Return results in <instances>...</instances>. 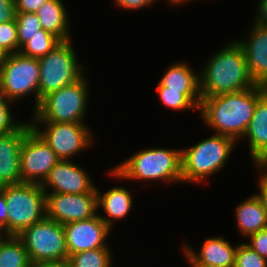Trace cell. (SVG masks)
Instances as JSON below:
<instances>
[{
    "label": "cell",
    "instance_id": "20",
    "mask_svg": "<svg viewBox=\"0 0 267 267\" xmlns=\"http://www.w3.org/2000/svg\"><path fill=\"white\" fill-rule=\"evenodd\" d=\"M132 193L123 186H115L108 189L104 194L97 188V207L103 208L105 216L99 217L112 229L113 220L124 219L132 208Z\"/></svg>",
    "mask_w": 267,
    "mask_h": 267
},
{
    "label": "cell",
    "instance_id": "7",
    "mask_svg": "<svg viewBox=\"0 0 267 267\" xmlns=\"http://www.w3.org/2000/svg\"><path fill=\"white\" fill-rule=\"evenodd\" d=\"M39 65V104L46 95L83 77L84 67L77 60L71 40L62 41L39 58Z\"/></svg>",
    "mask_w": 267,
    "mask_h": 267
},
{
    "label": "cell",
    "instance_id": "14",
    "mask_svg": "<svg viewBox=\"0 0 267 267\" xmlns=\"http://www.w3.org/2000/svg\"><path fill=\"white\" fill-rule=\"evenodd\" d=\"M41 186L45 193L48 192V188L52 189L50 193H97L89 174L69 160H59Z\"/></svg>",
    "mask_w": 267,
    "mask_h": 267
},
{
    "label": "cell",
    "instance_id": "42",
    "mask_svg": "<svg viewBox=\"0 0 267 267\" xmlns=\"http://www.w3.org/2000/svg\"><path fill=\"white\" fill-rule=\"evenodd\" d=\"M169 3H171V5H180L182 2V4H184L185 2H189V0H168ZM191 1V0H190Z\"/></svg>",
    "mask_w": 267,
    "mask_h": 267
},
{
    "label": "cell",
    "instance_id": "16",
    "mask_svg": "<svg viewBox=\"0 0 267 267\" xmlns=\"http://www.w3.org/2000/svg\"><path fill=\"white\" fill-rule=\"evenodd\" d=\"M250 31V39L236 42L243 49L254 82L267 87V26L255 22Z\"/></svg>",
    "mask_w": 267,
    "mask_h": 267
},
{
    "label": "cell",
    "instance_id": "6",
    "mask_svg": "<svg viewBox=\"0 0 267 267\" xmlns=\"http://www.w3.org/2000/svg\"><path fill=\"white\" fill-rule=\"evenodd\" d=\"M1 188L6 197L8 235L17 236L46 216V193L41 184L22 182Z\"/></svg>",
    "mask_w": 267,
    "mask_h": 267
},
{
    "label": "cell",
    "instance_id": "43",
    "mask_svg": "<svg viewBox=\"0 0 267 267\" xmlns=\"http://www.w3.org/2000/svg\"><path fill=\"white\" fill-rule=\"evenodd\" d=\"M3 232L5 233V231L0 228V243L7 237V234H4Z\"/></svg>",
    "mask_w": 267,
    "mask_h": 267
},
{
    "label": "cell",
    "instance_id": "31",
    "mask_svg": "<svg viewBox=\"0 0 267 267\" xmlns=\"http://www.w3.org/2000/svg\"><path fill=\"white\" fill-rule=\"evenodd\" d=\"M255 165H256L257 169L259 168L258 171H261V173H262L260 175L261 178L258 181V183H259L258 186H259L260 192L258 194H255V195L259 198L264 210L267 213V166L263 165L262 163L255 164Z\"/></svg>",
    "mask_w": 267,
    "mask_h": 267
},
{
    "label": "cell",
    "instance_id": "38",
    "mask_svg": "<svg viewBox=\"0 0 267 267\" xmlns=\"http://www.w3.org/2000/svg\"><path fill=\"white\" fill-rule=\"evenodd\" d=\"M31 267H70L67 260L32 263Z\"/></svg>",
    "mask_w": 267,
    "mask_h": 267
},
{
    "label": "cell",
    "instance_id": "9",
    "mask_svg": "<svg viewBox=\"0 0 267 267\" xmlns=\"http://www.w3.org/2000/svg\"><path fill=\"white\" fill-rule=\"evenodd\" d=\"M39 70V59L20 52L7 54L0 68V92L13 103L35 93V110L39 105Z\"/></svg>",
    "mask_w": 267,
    "mask_h": 267
},
{
    "label": "cell",
    "instance_id": "15",
    "mask_svg": "<svg viewBox=\"0 0 267 267\" xmlns=\"http://www.w3.org/2000/svg\"><path fill=\"white\" fill-rule=\"evenodd\" d=\"M31 123H23L16 131L0 135V187L21 183L20 152Z\"/></svg>",
    "mask_w": 267,
    "mask_h": 267
},
{
    "label": "cell",
    "instance_id": "11",
    "mask_svg": "<svg viewBox=\"0 0 267 267\" xmlns=\"http://www.w3.org/2000/svg\"><path fill=\"white\" fill-rule=\"evenodd\" d=\"M60 159L31 129L24 137L20 152L21 183L42 184Z\"/></svg>",
    "mask_w": 267,
    "mask_h": 267
},
{
    "label": "cell",
    "instance_id": "10",
    "mask_svg": "<svg viewBox=\"0 0 267 267\" xmlns=\"http://www.w3.org/2000/svg\"><path fill=\"white\" fill-rule=\"evenodd\" d=\"M30 123L32 129L56 153L60 160H70L73 158L72 156L92 145V133L89 128L84 125L85 123ZM38 123H41V125ZM42 123L46 125L43 131L40 129Z\"/></svg>",
    "mask_w": 267,
    "mask_h": 267
},
{
    "label": "cell",
    "instance_id": "8",
    "mask_svg": "<svg viewBox=\"0 0 267 267\" xmlns=\"http://www.w3.org/2000/svg\"><path fill=\"white\" fill-rule=\"evenodd\" d=\"M17 237L28 252L31 263L68 260L63 224L46 216L22 230Z\"/></svg>",
    "mask_w": 267,
    "mask_h": 267
},
{
    "label": "cell",
    "instance_id": "28",
    "mask_svg": "<svg viewBox=\"0 0 267 267\" xmlns=\"http://www.w3.org/2000/svg\"><path fill=\"white\" fill-rule=\"evenodd\" d=\"M0 48L7 54L19 52L16 20L0 23Z\"/></svg>",
    "mask_w": 267,
    "mask_h": 267
},
{
    "label": "cell",
    "instance_id": "35",
    "mask_svg": "<svg viewBox=\"0 0 267 267\" xmlns=\"http://www.w3.org/2000/svg\"><path fill=\"white\" fill-rule=\"evenodd\" d=\"M114 4L118 5V7H121V9L126 10H138L143 9L144 7L151 6L153 3H155L156 0H113Z\"/></svg>",
    "mask_w": 267,
    "mask_h": 267
},
{
    "label": "cell",
    "instance_id": "18",
    "mask_svg": "<svg viewBox=\"0 0 267 267\" xmlns=\"http://www.w3.org/2000/svg\"><path fill=\"white\" fill-rule=\"evenodd\" d=\"M223 237H209L205 239L201 250L195 252L188 244L183 248L196 262L213 267H234L238 246H233Z\"/></svg>",
    "mask_w": 267,
    "mask_h": 267
},
{
    "label": "cell",
    "instance_id": "36",
    "mask_svg": "<svg viewBox=\"0 0 267 267\" xmlns=\"http://www.w3.org/2000/svg\"><path fill=\"white\" fill-rule=\"evenodd\" d=\"M0 228L8 235V212L4 190L0 187Z\"/></svg>",
    "mask_w": 267,
    "mask_h": 267
},
{
    "label": "cell",
    "instance_id": "37",
    "mask_svg": "<svg viewBox=\"0 0 267 267\" xmlns=\"http://www.w3.org/2000/svg\"><path fill=\"white\" fill-rule=\"evenodd\" d=\"M257 4L259 11L257 10L258 14L255 22L267 26V0H260Z\"/></svg>",
    "mask_w": 267,
    "mask_h": 267
},
{
    "label": "cell",
    "instance_id": "22",
    "mask_svg": "<svg viewBox=\"0 0 267 267\" xmlns=\"http://www.w3.org/2000/svg\"><path fill=\"white\" fill-rule=\"evenodd\" d=\"M235 211L239 232L246 237L267 228V213L255 194L241 202Z\"/></svg>",
    "mask_w": 267,
    "mask_h": 267
},
{
    "label": "cell",
    "instance_id": "40",
    "mask_svg": "<svg viewBox=\"0 0 267 267\" xmlns=\"http://www.w3.org/2000/svg\"><path fill=\"white\" fill-rule=\"evenodd\" d=\"M182 250H183V253H184L186 259L190 263V267H213V266H209V265H205V264L196 262L184 249H182Z\"/></svg>",
    "mask_w": 267,
    "mask_h": 267
},
{
    "label": "cell",
    "instance_id": "29",
    "mask_svg": "<svg viewBox=\"0 0 267 267\" xmlns=\"http://www.w3.org/2000/svg\"><path fill=\"white\" fill-rule=\"evenodd\" d=\"M234 267H267V259L242 243L237 247Z\"/></svg>",
    "mask_w": 267,
    "mask_h": 267
},
{
    "label": "cell",
    "instance_id": "24",
    "mask_svg": "<svg viewBox=\"0 0 267 267\" xmlns=\"http://www.w3.org/2000/svg\"><path fill=\"white\" fill-rule=\"evenodd\" d=\"M61 42L55 35L40 29L37 34L30 37V40L20 48L19 52L22 55L39 59L52 51Z\"/></svg>",
    "mask_w": 267,
    "mask_h": 267
},
{
    "label": "cell",
    "instance_id": "33",
    "mask_svg": "<svg viewBox=\"0 0 267 267\" xmlns=\"http://www.w3.org/2000/svg\"><path fill=\"white\" fill-rule=\"evenodd\" d=\"M48 0H16V12L36 13Z\"/></svg>",
    "mask_w": 267,
    "mask_h": 267
},
{
    "label": "cell",
    "instance_id": "32",
    "mask_svg": "<svg viewBox=\"0 0 267 267\" xmlns=\"http://www.w3.org/2000/svg\"><path fill=\"white\" fill-rule=\"evenodd\" d=\"M16 17V6L13 0H0V23L14 20Z\"/></svg>",
    "mask_w": 267,
    "mask_h": 267
},
{
    "label": "cell",
    "instance_id": "5",
    "mask_svg": "<svg viewBox=\"0 0 267 267\" xmlns=\"http://www.w3.org/2000/svg\"><path fill=\"white\" fill-rule=\"evenodd\" d=\"M88 84L83 76L75 83L46 95L33 111L32 122L84 123Z\"/></svg>",
    "mask_w": 267,
    "mask_h": 267
},
{
    "label": "cell",
    "instance_id": "39",
    "mask_svg": "<svg viewBox=\"0 0 267 267\" xmlns=\"http://www.w3.org/2000/svg\"><path fill=\"white\" fill-rule=\"evenodd\" d=\"M9 102L12 103L5 94L0 92V114H11Z\"/></svg>",
    "mask_w": 267,
    "mask_h": 267
},
{
    "label": "cell",
    "instance_id": "27",
    "mask_svg": "<svg viewBox=\"0 0 267 267\" xmlns=\"http://www.w3.org/2000/svg\"><path fill=\"white\" fill-rule=\"evenodd\" d=\"M157 93L162 101V104L166 107L178 111H186V109L195 110V106L180 91L166 90V86H164L160 81L157 86Z\"/></svg>",
    "mask_w": 267,
    "mask_h": 267
},
{
    "label": "cell",
    "instance_id": "34",
    "mask_svg": "<svg viewBox=\"0 0 267 267\" xmlns=\"http://www.w3.org/2000/svg\"><path fill=\"white\" fill-rule=\"evenodd\" d=\"M13 120L11 114H0V135L14 132L23 124Z\"/></svg>",
    "mask_w": 267,
    "mask_h": 267
},
{
    "label": "cell",
    "instance_id": "1",
    "mask_svg": "<svg viewBox=\"0 0 267 267\" xmlns=\"http://www.w3.org/2000/svg\"><path fill=\"white\" fill-rule=\"evenodd\" d=\"M267 92V87L257 85L236 93L201 97L199 112L205 124L216 134L243 139L251 121L257 101Z\"/></svg>",
    "mask_w": 267,
    "mask_h": 267
},
{
    "label": "cell",
    "instance_id": "2",
    "mask_svg": "<svg viewBox=\"0 0 267 267\" xmlns=\"http://www.w3.org/2000/svg\"><path fill=\"white\" fill-rule=\"evenodd\" d=\"M226 45L214 53L199 72L201 97L236 93L257 86L242 47L236 41Z\"/></svg>",
    "mask_w": 267,
    "mask_h": 267
},
{
    "label": "cell",
    "instance_id": "4",
    "mask_svg": "<svg viewBox=\"0 0 267 267\" xmlns=\"http://www.w3.org/2000/svg\"><path fill=\"white\" fill-rule=\"evenodd\" d=\"M236 141L214 133L196 145L181 150L182 181L202 182L224 167Z\"/></svg>",
    "mask_w": 267,
    "mask_h": 267
},
{
    "label": "cell",
    "instance_id": "17",
    "mask_svg": "<svg viewBox=\"0 0 267 267\" xmlns=\"http://www.w3.org/2000/svg\"><path fill=\"white\" fill-rule=\"evenodd\" d=\"M186 62L174 63L163 73L160 82L166 90L180 91L199 110L201 104L199 73Z\"/></svg>",
    "mask_w": 267,
    "mask_h": 267
},
{
    "label": "cell",
    "instance_id": "21",
    "mask_svg": "<svg viewBox=\"0 0 267 267\" xmlns=\"http://www.w3.org/2000/svg\"><path fill=\"white\" fill-rule=\"evenodd\" d=\"M62 0H48L36 12L42 29L58 37L61 41L71 40L68 14Z\"/></svg>",
    "mask_w": 267,
    "mask_h": 267
},
{
    "label": "cell",
    "instance_id": "26",
    "mask_svg": "<svg viewBox=\"0 0 267 267\" xmlns=\"http://www.w3.org/2000/svg\"><path fill=\"white\" fill-rule=\"evenodd\" d=\"M17 34L20 48L30 40V37L42 29L36 13L16 12Z\"/></svg>",
    "mask_w": 267,
    "mask_h": 267
},
{
    "label": "cell",
    "instance_id": "25",
    "mask_svg": "<svg viewBox=\"0 0 267 267\" xmlns=\"http://www.w3.org/2000/svg\"><path fill=\"white\" fill-rule=\"evenodd\" d=\"M109 248H97L68 256L70 267H112Z\"/></svg>",
    "mask_w": 267,
    "mask_h": 267
},
{
    "label": "cell",
    "instance_id": "3",
    "mask_svg": "<svg viewBox=\"0 0 267 267\" xmlns=\"http://www.w3.org/2000/svg\"><path fill=\"white\" fill-rule=\"evenodd\" d=\"M116 166L109 174L117 179L182 182L181 149L147 148Z\"/></svg>",
    "mask_w": 267,
    "mask_h": 267
},
{
    "label": "cell",
    "instance_id": "41",
    "mask_svg": "<svg viewBox=\"0 0 267 267\" xmlns=\"http://www.w3.org/2000/svg\"><path fill=\"white\" fill-rule=\"evenodd\" d=\"M6 55L7 53L0 48V68L3 65V62L5 61Z\"/></svg>",
    "mask_w": 267,
    "mask_h": 267
},
{
    "label": "cell",
    "instance_id": "44",
    "mask_svg": "<svg viewBox=\"0 0 267 267\" xmlns=\"http://www.w3.org/2000/svg\"><path fill=\"white\" fill-rule=\"evenodd\" d=\"M262 164L267 166V159Z\"/></svg>",
    "mask_w": 267,
    "mask_h": 267
},
{
    "label": "cell",
    "instance_id": "12",
    "mask_svg": "<svg viewBox=\"0 0 267 267\" xmlns=\"http://www.w3.org/2000/svg\"><path fill=\"white\" fill-rule=\"evenodd\" d=\"M46 217L66 224L94 217L97 214V193H46Z\"/></svg>",
    "mask_w": 267,
    "mask_h": 267
},
{
    "label": "cell",
    "instance_id": "30",
    "mask_svg": "<svg viewBox=\"0 0 267 267\" xmlns=\"http://www.w3.org/2000/svg\"><path fill=\"white\" fill-rule=\"evenodd\" d=\"M248 237L250 243L245 244L256 251L260 256L267 259V228L251 234Z\"/></svg>",
    "mask_w": 267,
    "mask_h": 267
},
{
    "label": "cell",
    "instance_id": "19",
    "mask_svg": "<svg viewBox=\"0 0 267 267\" xmlns=\"http://www.w3.org/2000/svg\"><path fill=\"white\" fill-rule=\"evenodd\" d=\"M243 138L249 141L250 157L254 164L263 163L267 159V92L257 101Z\"/></svg>",
    "mask_w": 267,
    "mask_h": 267
},
{
    "label": "cell",
    "instance_id": "13",
    "mask_svg": "<svg viewBox=\"0 0 267 267\" xmlns=\"http://www.w3.org/2000/svg\"><path fill=\"white\" fill-rule=\"evenodd\" d=\"M63 227L69 256L78 252L109 247L106 238L111 229L99 214L89 219L66 223Z\"/></svg>",
    "mask_w": 267,
    "mask_h": 267
},
{
    "label": "cell",
    "instance_id": "23",
    "mask_svg": "<svg viewBox=\"0 0 267 267\" xmlns=\"http://www.w3.org/2000/svg\"><path fill=\"white\" fill-rule=\"evenodd\" d=\"M28 252L15 235H7L0 243V267H31Z\"/></svg>",
    "mask_w": 267,
    "mask_h": 267
}]
</instances>
